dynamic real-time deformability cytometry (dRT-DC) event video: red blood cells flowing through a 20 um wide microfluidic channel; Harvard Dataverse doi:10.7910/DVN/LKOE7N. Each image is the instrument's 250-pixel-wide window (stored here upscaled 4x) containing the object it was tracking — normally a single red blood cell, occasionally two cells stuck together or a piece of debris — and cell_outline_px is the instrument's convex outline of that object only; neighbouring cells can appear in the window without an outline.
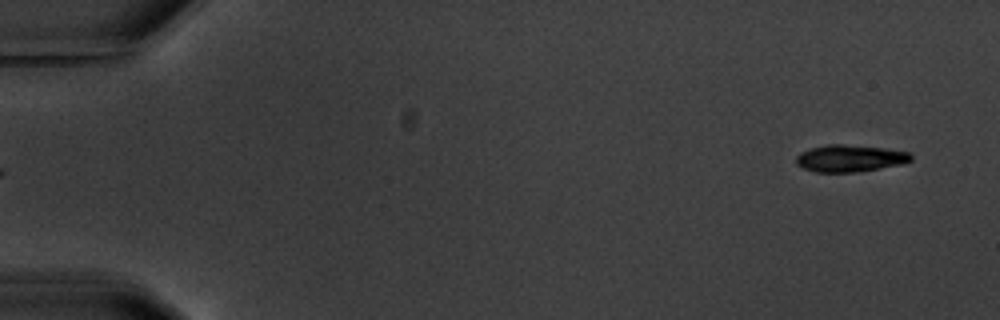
{"species": "common noctule bat (a hibernating species)", "species_latin": "Nyctalus noctula", "temperature_condition": "warm", "stored_images_in_passage": 7, "camera_frame_rate_fps": 3000, "um_per_image_px": 0.085, "animal": {"sex": "male", "body_mass_g": 20.1, "forearm_length_mm": 53.5}, "frame": {"image": 1, "passage_image": 1, "time_ms": 0.0, "image_size_px": [1000, 320], "cell_outline_px": [[912, 160], [904, 164], [860, 172], [816, 172], [804, 168], [796, 164], [796, 156], [800, 152], [812, 148], [828, 144], [844, 144], [884, 148], [912, 152]], "centroid_in_image_um": [72.29, 13.46], "position_along_channel_um": 12.7, "area_um2": 18.26}}
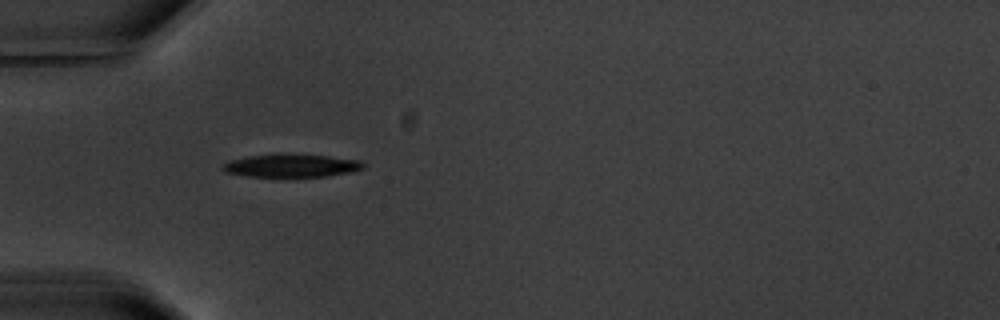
{"frame": {"image": 2, "passage_image": 5, "time_ms": 5.0, "image_size_px": [1000, 320], "cell_outline_px": [[368, 164], [364, 168], [352, 172], [324, 176], [284, 180], [248, 176], [224, 172], [220, 168], [220, 164], [228, 160], [248, 156], [280, 152], [328, 156], [360, 160]], "centroid_in_image_um": [24.71, 14.1], "position_along_channel_um": 60.3, "area_um2": 20.46}}
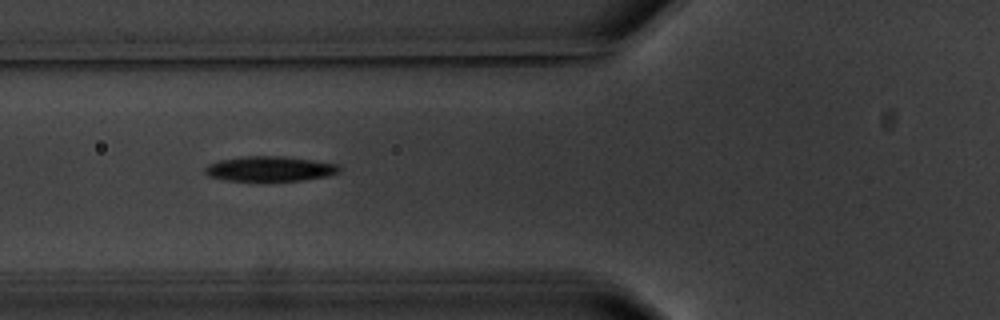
{"frame": {"image": 3, "passage_image": 6, "time_ms": 6.333, "image_size_px": [1000, 320], "cell_outline_px": [[340, 172], [328, 176], [300, 180], [228, 180], [208, 176], [204, 172], [204, 168], [208, 164], [220, 160], [244, 156], [284, 156], [340, 164]], "centroid_in_image_um": [22.95, 14.33], "position_along_channel_um": 102.8, "area_um2": 19.42}}